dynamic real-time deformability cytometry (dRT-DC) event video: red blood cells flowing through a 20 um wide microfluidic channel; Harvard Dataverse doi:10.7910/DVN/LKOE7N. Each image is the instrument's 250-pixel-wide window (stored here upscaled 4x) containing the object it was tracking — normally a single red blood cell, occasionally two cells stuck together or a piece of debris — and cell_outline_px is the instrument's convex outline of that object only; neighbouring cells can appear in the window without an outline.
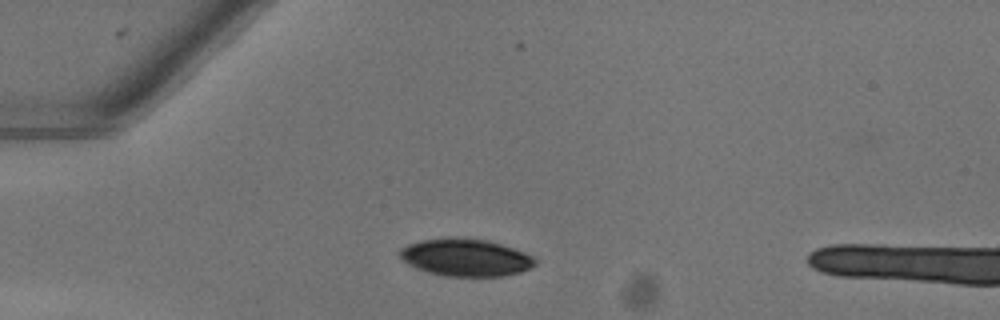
{"species": "common noctule bat (a hibernating species)", "species_latin": "Nyctalus noctula", "temperature_condition": "warm", "stored_images_in_passage": 38, "camera_frame_rate_fps": 3000, "um_per_image_px": 0.085, "animal": {"sex": "female"}, "frame": {"image": 1, "passage_image": 1, "time_ms": 0.0, "image_size_px": [1000, 320], "cell_outline_px": [[536, 264], [532, 268], [520, 272], [504, 276], [444, 276], [428, 272], [416, 268], [408, 264], [400, 256], [400, 248], [408, 244], [424, 240], [484, 240], [500, 244], [524, 252], [532, 256], [536, 260]], "centroid_in_image_um": [39.62, 21.94], "position_along_channel_um": 45.4, "area_um2": 28.55}}
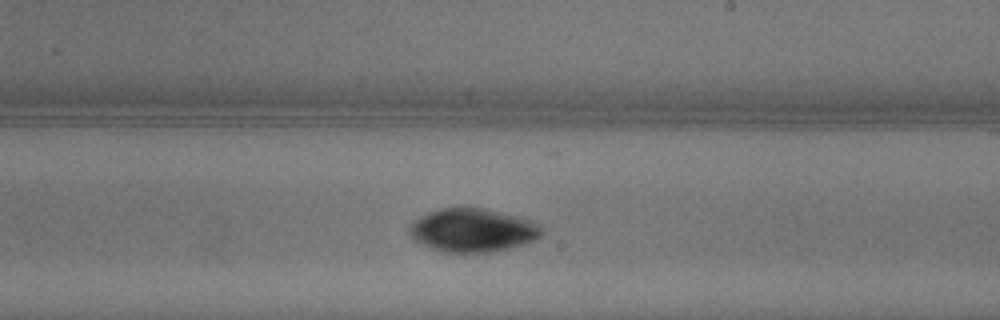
{"frame": {"image": 2, "passage_image": 18, "time_ms": 5.667, "image_size_px": [1000, 320], "cell_outline_px": [[544, 232], [536, 240], [508, 248], [492, 252], [440, 252], [416, 240], [408, 232], [408, 228], [420, 216], [428, 212], [440, 208], [464, 204], [484, 208], [520, 216], [532, 220], [540, 224]], "centroid_in_image_um": [40.21, 19.52], "position_along_channel_um": 248.8, "area_um2": 34.1}}
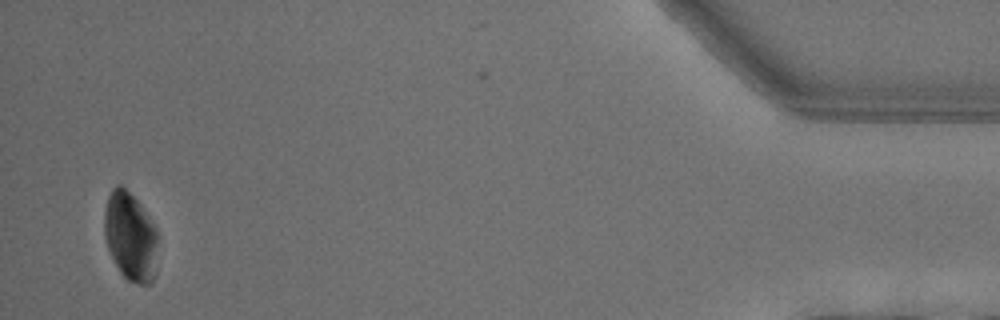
{"frame": {"image": 3, "passage_image": 37, "time_ms": 12.0, "image_size_px": [1000, 320], "cell_outline_px": [[156, 276], [152, 284], [140, 284], [128, 280], [120, 272], [108, 248], [104, 236], [104, 212], [108, 196], [112, 188], [116, 184], [120, 184], [140, 204], [148, 216], [156, 232]], "centroid_in_image_um": [11.07, 20.13], "position_along_channel_um": 424.1, "area_um2": 27.4}}